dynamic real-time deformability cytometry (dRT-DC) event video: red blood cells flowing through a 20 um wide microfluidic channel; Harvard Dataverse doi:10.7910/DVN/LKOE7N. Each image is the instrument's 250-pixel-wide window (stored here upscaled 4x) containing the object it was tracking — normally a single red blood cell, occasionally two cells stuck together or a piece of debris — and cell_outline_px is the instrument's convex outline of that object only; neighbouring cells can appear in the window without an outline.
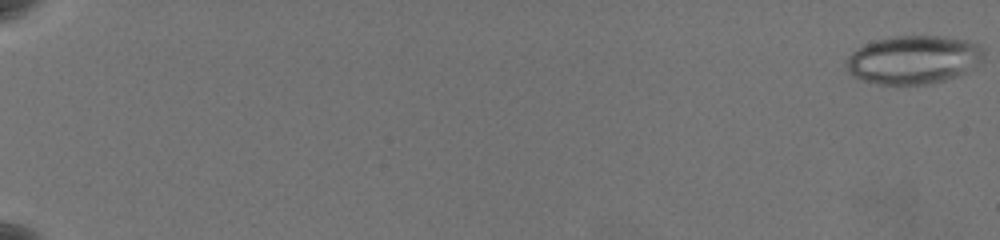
{"species": "common noctule bat (a hibernating species)", "species_latin": "Nyctalus noctula", "temperature_condition": "warm", "stored_images_in_passage": 62, "camera_frame_rate_fps": 3000, "um_per_image_px": 0.085, "animal": {"sex": "female", "body_mass_g": 19.5, "forearm_length_mm": 54.1}, "frame": {"image": 1, "passage_image": 1, "time_ms": 0.0, "image_size_px": [1000, 240], "cell_outline_px": [[984, 60], [976, 68], [956, 76], [944, 80], [928, 84], [880, 84], [860, 80], [848, 72], [848, 56], [852, 52], [864, 44], [876, 40], [892, 36], [944, 36], [968, 40], [980, 44], [984, 48]], "centroid_in_image_um": [77.72, 5.06], "position_along_channel_um": 7.3, "area_um2": 39.07}}
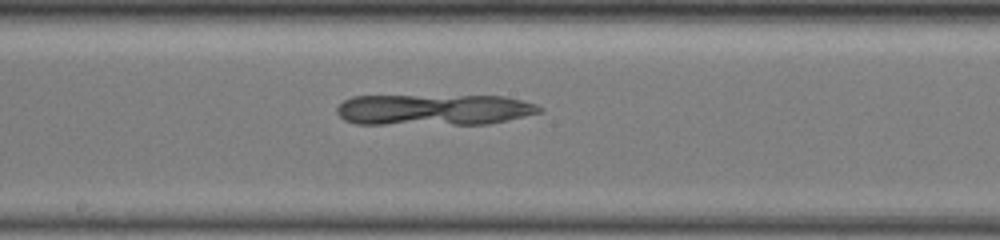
{"frame": {"image": 2, "passage_image": 38, "time_ms": 12.333, "image_size_px": [1000, 240], "cell_outline_px": [[544, 112], [488, 124], [356, 124], [344, 120], [336, 112], [336, 108], [344, 100], [352, 96], [504, 96], [536, 104], [544, 108]], "centroid_in_image_um": [36.88, 9.33], "position_along_channel_um": 211.3, "area_um2": 36.93}}
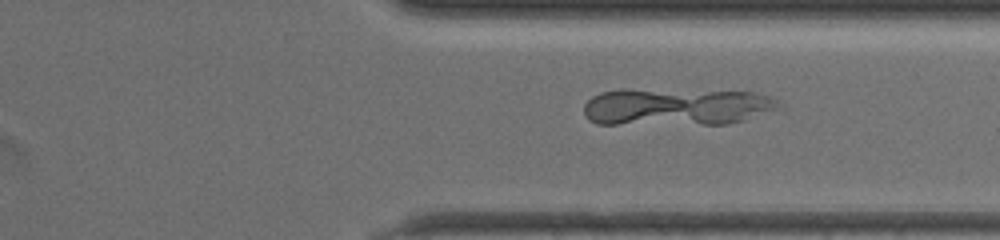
{"frame": {"image": 3, "passage_image": 50, "time_ms": 16.333, "image_size_px": [1000, 240], "cell_outline_px": [[784, 108], [728, 124], [596, 124], [588, 120], [584, 116], [584, 104], [592, 96], [600, 92], [620, 88], [628, 88], [756, 92], [780, 100]], "centroid_in_image_um": [57.49, 9.06], "position_along_channel_um": 353.9, "area_um2": 43.47}}